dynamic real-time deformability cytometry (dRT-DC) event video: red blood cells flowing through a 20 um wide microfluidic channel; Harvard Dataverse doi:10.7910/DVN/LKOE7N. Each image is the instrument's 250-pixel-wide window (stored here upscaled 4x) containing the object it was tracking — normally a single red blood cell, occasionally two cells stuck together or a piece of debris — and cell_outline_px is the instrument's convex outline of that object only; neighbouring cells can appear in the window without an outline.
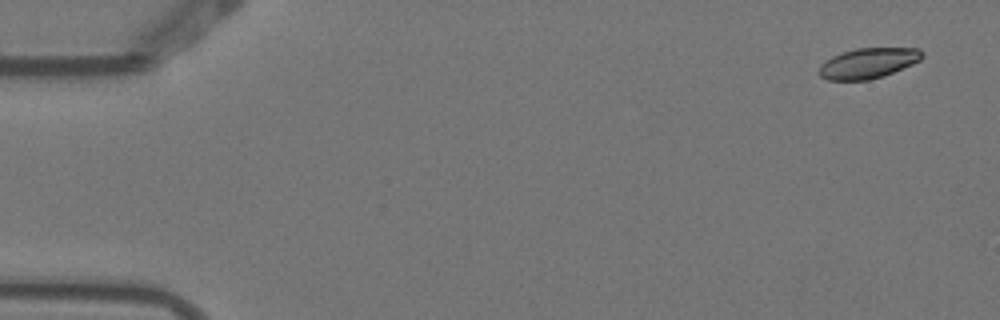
{"species": "Egyptian fruit bat (a non-hibernating species)", "species_latin": "Rousettus aegyptiacus", "temperature_condition": "warm", "stored_images_in_passage": 5, "camera_frame_rate_fps": 3000, "um_per_image_px": 0.085, "animal": {"sex": "female"}, "frame": {"image": 1, "passage_image": 1, "time_ms": 0.0, "image_size_px": [1000, 320], "cell_outline_px": [[924, 56], [920, 60], [912, 64], [884, 76], [868, 80], [828, 80], [820, 76], [816, 72], [820, 64], [832, 56], [856, 48], [920, 48], [924, 52]], "centroid_in_image_um": [73.78, 5.37], "position_along_channel_um": 11.2, "area_um2": 18.38}}
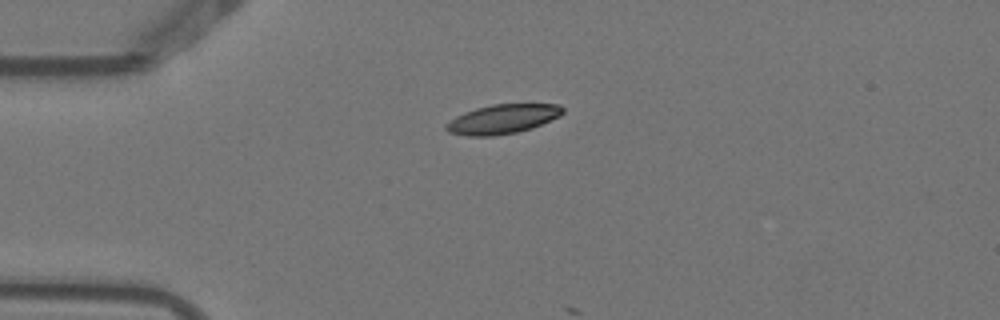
{"frame": {"image": 2, "passage_image": 4, "time_ms": 1.0, "image_size_px": [1000, 320], "cell_outline_px": [[564, 112], [560, 116], [532, 128], [516, 132], [492, 136], [468, 136], [448, 132], [444, 128], [444, 124], [456, 116], [464, 112], [476, 108], [492, 104], [560, 104], [564, 108]], "centroid_in_image_um": [42.7, 10.12], "position_along_channel_um": 42.3, "area_um2": 20.0}}